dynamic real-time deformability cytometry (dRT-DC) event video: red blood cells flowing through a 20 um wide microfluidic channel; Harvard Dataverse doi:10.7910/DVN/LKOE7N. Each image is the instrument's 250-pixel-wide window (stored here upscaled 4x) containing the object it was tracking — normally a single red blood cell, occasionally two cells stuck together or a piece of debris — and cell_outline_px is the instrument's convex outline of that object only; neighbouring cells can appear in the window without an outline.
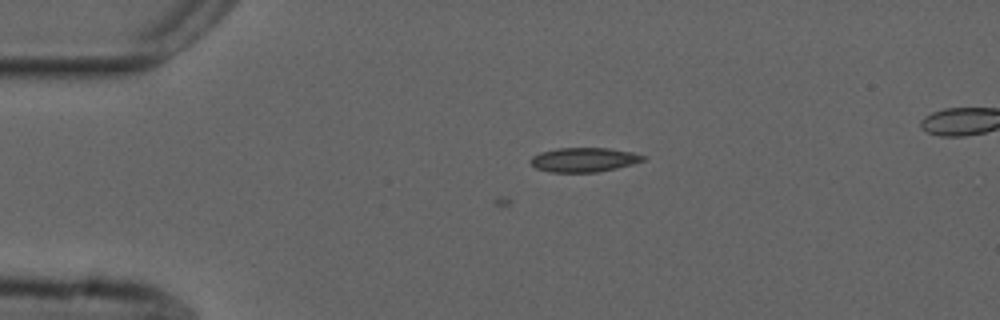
{"species": "common noctule bat (a hibernating species)", "species_latin": "Nyctalus noctula", "temperature_condition": "cold", "stored_images_in_passage": 3, "camera_frame_rate_fps": 3000, "um_per_image_px": 0.085, "animal": {"sex": "male", "forearm_length_mm": 52.5}, "frame": {"image": 1, "passage_image": 3, "time_ms": 0.667, "image_size_px": [1000, 320], "cell_outline_px": [[648, 156], [644, 160], [632, 164], [616, 168], [596, 172], [552, 172], [536, 168], [528, 160], [532, 156], [540, 152], [556, 148], [608, 148], [632, 152]], "centroid_in_image_um": [49.63, 13.57], "position_along_channel_um": 35.4, "area_um2": 15.95}}